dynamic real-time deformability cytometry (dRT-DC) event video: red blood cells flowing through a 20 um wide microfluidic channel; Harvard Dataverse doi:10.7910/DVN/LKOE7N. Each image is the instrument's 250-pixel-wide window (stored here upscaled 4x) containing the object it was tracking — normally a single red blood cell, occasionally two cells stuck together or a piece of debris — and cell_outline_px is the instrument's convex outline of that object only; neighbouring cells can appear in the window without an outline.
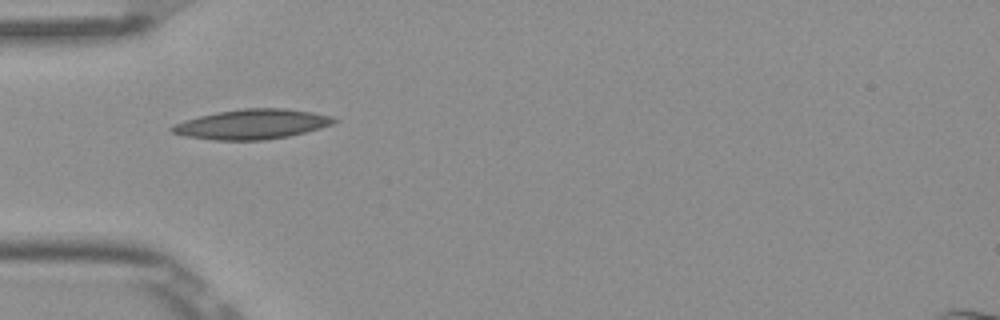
{"species": "Egyptian fruit bat (a non-hibernating species)", "species_latin": "Rousettus aegyptiacus", "temperature_condition": "room temperature", "stored_images_in_passage": 5, "camera_frame_rate_fps": 3000, "um_per_image_px": 0.085, "frame": {"image": 1, "passage_image": 1, "time_ms": 0.0, "image_size_px": [1000, 320], "cell_outline_px": [[340, 120], [332, 124], [320, 128], [288, 136], [264, 140], [212, 140], [184, 136], [172, 132], [168, 128], [184, 120], [216, 112], [244, 108], [284, 108], [312, 112], [332, 116]], "centroid_in_image_um": [21.42, 10.55], "position_along_channel_um": 63.6, "area_um2": 28.15}}